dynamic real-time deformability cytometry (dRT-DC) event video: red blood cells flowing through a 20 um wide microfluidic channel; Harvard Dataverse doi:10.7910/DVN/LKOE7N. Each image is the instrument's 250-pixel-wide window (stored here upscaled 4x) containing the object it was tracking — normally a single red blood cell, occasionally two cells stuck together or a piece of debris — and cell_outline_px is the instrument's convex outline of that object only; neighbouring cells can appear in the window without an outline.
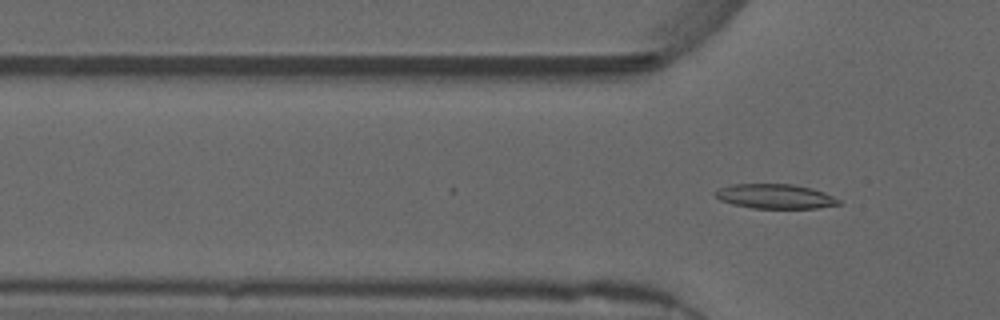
{"species": "common noctule bat (a hibernating species)", "species_latin": "Nyctalus noctula", "temperature_condition": "warm", "stored_images_in_passage": 2, "camera_frame_rate_fps": 3000, "um_per_image_px": 0.085, "animal": {"sex": "male", "forearm_length_mm": 52.5}, "frame": {"image": 1, "passage_image": 2, "time_ms": 0.333, "image_size_px": [1000, 320], "cell_outline_px": [[844, 204], [816, 208], [752, 208], [732, 204], [720, 200], [712, 192], [720, 188], [732, 184], [792, 184], [812, 188], [824, 192], [840, 200]], "centroid_in_image_um": [65.9, 16.69], "position_along_channel_um": 59.9, "area_um2": 17.74}}